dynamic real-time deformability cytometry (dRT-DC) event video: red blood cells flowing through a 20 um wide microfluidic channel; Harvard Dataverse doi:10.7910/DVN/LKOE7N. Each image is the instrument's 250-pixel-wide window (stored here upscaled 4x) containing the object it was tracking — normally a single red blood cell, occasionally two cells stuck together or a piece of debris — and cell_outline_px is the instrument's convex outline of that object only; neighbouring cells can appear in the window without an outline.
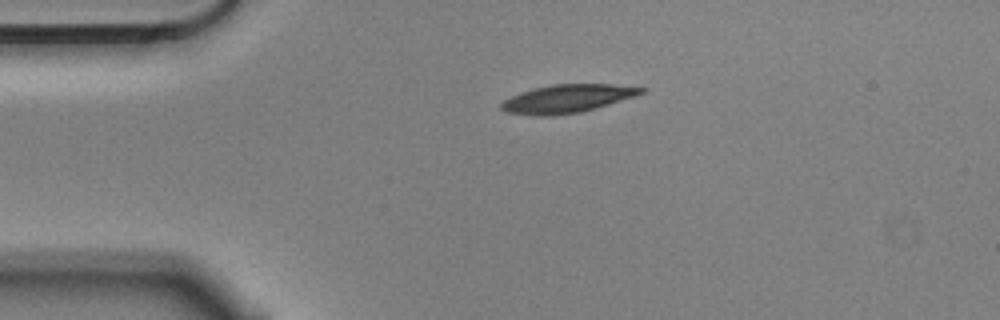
{"species": "Egyptian fruit bat (a non-hibernating species)", "species_latin": "Rousettus aegyptiacus", "temperature_condition": "cold", "stored_images_in_passage": 2, "camera_frame_rate_fps": 3000, "um_per_image_px": 0.085, "animal": {"sex": "male"}, "frame": {"image": 1, "passage_image": 1, "time_ms": 0.0, "image_size_px": [1000, 320], "cell_outline_px": [[648, 88], [644, 92], [636, 96], [580, 112], [548, 116], [536, 116], [508, 112], [500, 108], [500, 104], [504, 100], [512, 96], [536, 88], [552, 84], [612, 84]], "centroid_in_image_um": [48.24, 8.38], "position_along_channel_um": 36.8, "area_um2": 22.66}}